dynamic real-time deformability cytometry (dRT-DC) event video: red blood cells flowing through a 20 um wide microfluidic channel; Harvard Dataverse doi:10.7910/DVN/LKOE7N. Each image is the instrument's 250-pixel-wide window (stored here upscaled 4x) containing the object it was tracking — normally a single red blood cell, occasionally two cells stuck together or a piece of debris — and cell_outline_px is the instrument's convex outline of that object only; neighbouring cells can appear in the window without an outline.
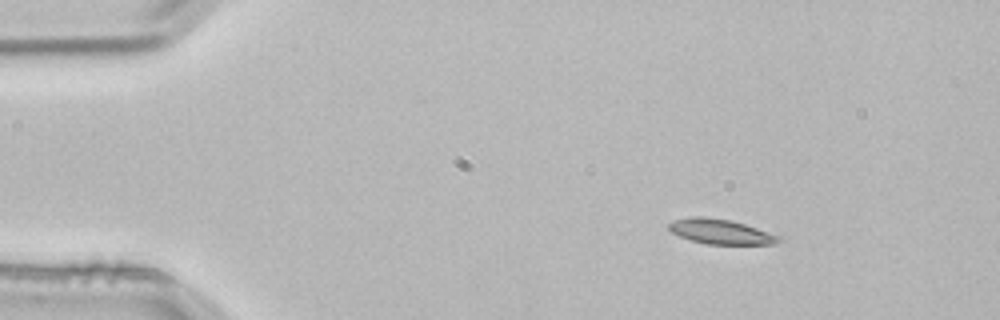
{"species": "common noctule bat (a hibernating species)", "species_latin": "Nyctalus noctula", "temperature_condition": "room temperature", "stored_images_in_passage": 3, "camera_frame_rate_fps": 3000, "um_per_image_px": 0.085, "animal": {"sex": "male", "body_mass_g": 21.5, "forearm_length_mm": 52.0}, "frame": {"image": 1, "passage_image": 1, "time_ms": 0.0, "image_size_px": [1000, 320], "cell_outline_px": [[780, 240], [776, 244], [708, 244], [692, 240], [680, 236], [672, 232], [668, 228], [668, 224], [672, 220], [692, 216], [704, 216], [732, 220], [780, 236]], "centroid_in_image_um": [61.22, 19.67], "position_along_channel_um": 23.8, "area_um2": 15.84}}
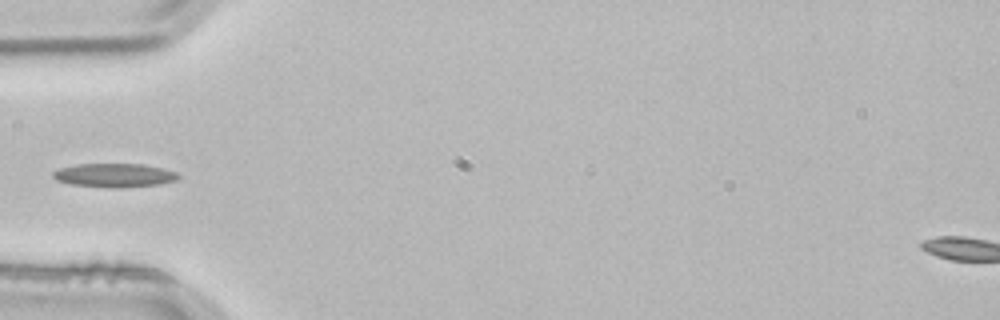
{"frame": {"image": 2, "passage_image": 3, "time_ms": 0.667, "image_size_px": [1000, 320], "cell_outline_px": [[180, 176], [176, 180], [160, 184], [120, 188], [112, 188], [72, 184], [56, 180], [52, 176], [52, 172], [60, 168], [76, 164], [144, 164], [176, 172]], "centroid_in_image_um": [9.71, 14.9], "position_along_channel_um": 75.3, "area_um2": 17.28}}